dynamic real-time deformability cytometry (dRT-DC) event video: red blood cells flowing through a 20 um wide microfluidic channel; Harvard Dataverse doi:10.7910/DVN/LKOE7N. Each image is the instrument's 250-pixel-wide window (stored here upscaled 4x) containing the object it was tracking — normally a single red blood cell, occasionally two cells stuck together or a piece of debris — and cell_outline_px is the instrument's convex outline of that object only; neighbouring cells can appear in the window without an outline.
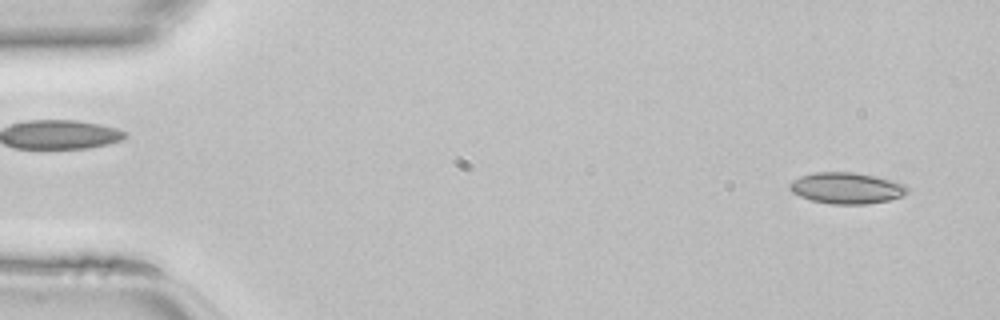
{"species": "common noctule bat (a hibernating species)", "species_latin": "Nyctalus noctula", "temperature_condition": "room temperature", "stored_images_in_passage": 45, "camera_frame_rate_fps": 3000, "um_per_image_px": 0.085, "animal": {"sex": "female", "body_mass_g": 22.7, "forearm_length_mm": 54.2}, "frame": {"image": 1, "passage_image": 2, "time_ms": 0.333, "image_size_px": [1000, 320], "cell_outline_px": [[908, 192], [904, 196], [888, 200], [868, 204], [832, 204], [812, 200], [800, 196], [792, 192], [788, 188], [788, 184], [792, 180], [800, 176], [816, 172], [856, 172], [876, 176], [904, 184], [908, 188]], "centroid_in_image_um": [71.95, 15.98], "position_along_channel_um": 13.0, "area_um2": 21.5}}
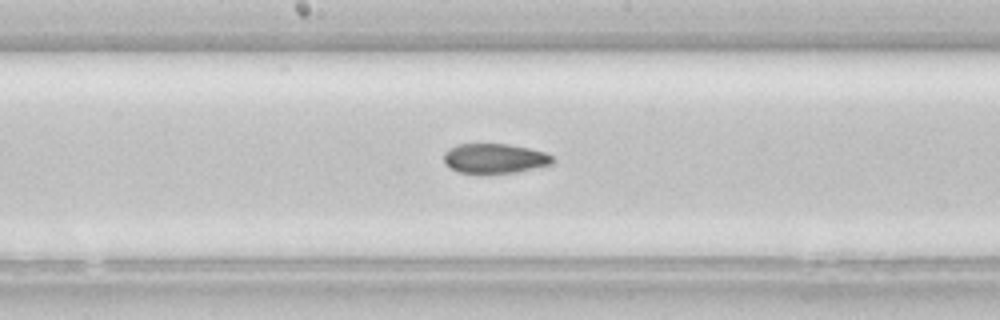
{"frame": {"image": 2, "passage_image": 23, "time_ms": 7.333, "image_size_px": [1000, 320], "cell_outline_px": [[552, 164], [516, 172], [460, 172], [448, 168], [444, 164], [444, 152], [448, 148], [456, 144], [508, 144], [528, 148], [544, 152], [552, 156]], "centroid_in_image_um": [41.99, 13.45], "position_along_channel_um": 206.2, "area_um2": 18.61}}
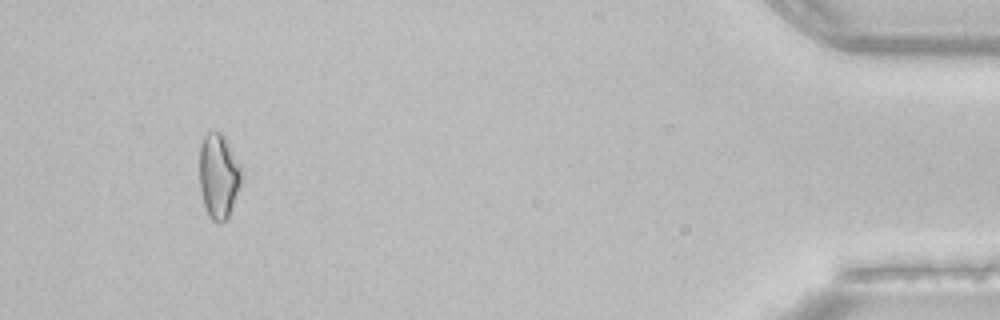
{"frame": {"image": 3, "passage_image": 42, "time_ms": 13.667, "image_size_px": [1000, 320], "cell_outline_px": [[244, 176], [228, 216], [224, 220], [212, 220], [208, 216], [204, 204], [200, 188], [200, 144], [204, 136], [208, 132], [224, 132], [244, 172]], "centroid_in_image_um": [18.61, 14.88], "position_along_channel_um": 416.6, "area_um2": 20.92}}